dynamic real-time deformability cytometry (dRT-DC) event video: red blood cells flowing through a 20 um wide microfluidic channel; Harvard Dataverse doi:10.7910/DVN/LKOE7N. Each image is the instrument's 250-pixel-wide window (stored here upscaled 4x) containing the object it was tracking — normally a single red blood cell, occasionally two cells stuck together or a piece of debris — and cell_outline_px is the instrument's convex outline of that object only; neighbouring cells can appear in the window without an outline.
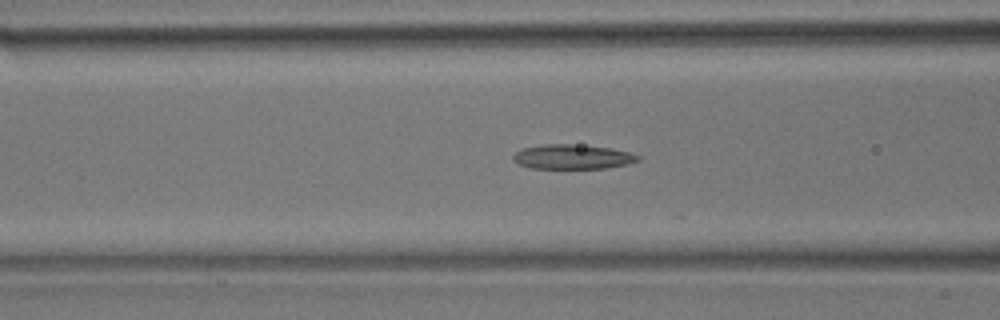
{"species": "common noctule bat (a hibernating species)", "species_latin": "Nyctalus noctula", "temperature_condition": "room temperature", "stored_images_in_passage": 22, "camera_frame_rate_fps": 3000, "um_per_image_px": 0.085, "animal": {"sex": "male", "body_mass_g": 17.9}, "frame": {"image": 1, "passage_image": 18, "time_ms": 5.667, "image_size_px": [1000, 320], "cell_outline_px": [[640, 160], [628, 164], [604, 168], [528, 168], [512, 160], [512, 156], [516, 152], [524, 148], [544, 144], [572, 144], [612, 148], [628, 152], [640, 156]], "centroid_in_image_um": [48.66, 13.33], "position_along_channel_um": 117.9, "area_um2": 17.8}}
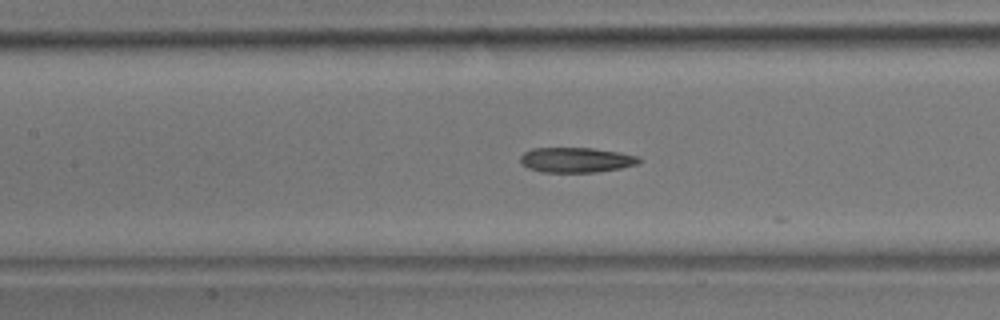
{"frame": {"image": 2, "passage_image": 21, "time_ms": 6.667, "image_size_px": [1000, 320], "cell_outline_px": [[644, 160], [640, 164], [620, 168], [596, 172], [540, 172], [528, 168], [520, 160], [520, 156], [524, 152], [532, 148], [592, 148], [620, 152], [640, 156]], "centroid_in_image_um": [49.04, 13.59], "position_along_channel_um": 158.4, "area_um2": 17.51}}